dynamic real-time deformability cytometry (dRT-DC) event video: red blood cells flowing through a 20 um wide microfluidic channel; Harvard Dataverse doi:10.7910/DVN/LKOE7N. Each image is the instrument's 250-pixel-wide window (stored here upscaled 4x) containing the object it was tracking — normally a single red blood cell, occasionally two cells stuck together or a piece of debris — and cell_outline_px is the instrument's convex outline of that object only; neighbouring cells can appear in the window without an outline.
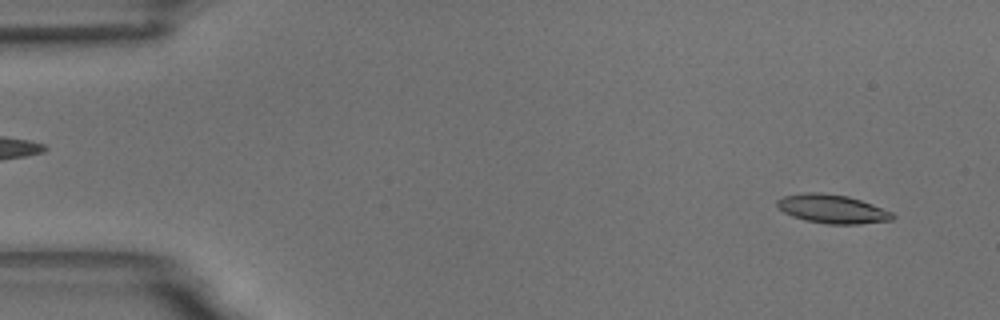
{"species": "common noctule bat (a hibernating species)", "species_latin": "Nyctalus noctula", "temperature_condition": "room temperature", "stored_images_in_passage": 55, "camera_frame_rate_fps": 3000, "um_per_image_px": 0.085, "animal": {"sex": "male", "body_mass_g": 18.8}, "frame": {"image": 1, "passage_image": 4, "time_ms": 1.0, "image_size_px": [1000, 320], "cell_outline_px": [[896, 216], [892, 220], [860, 224], [824, 224], [804, 220], [792, 216], [784, 212], [776, 204], [776, 200], [784, 196], [804, 192], [820, 192], [848, 196], [872, 204], [892, 212]], "centroid_in_image_um": [70.74, 17.76], "position_along_channel_um": 14.3, "area_um2": 19.42}}
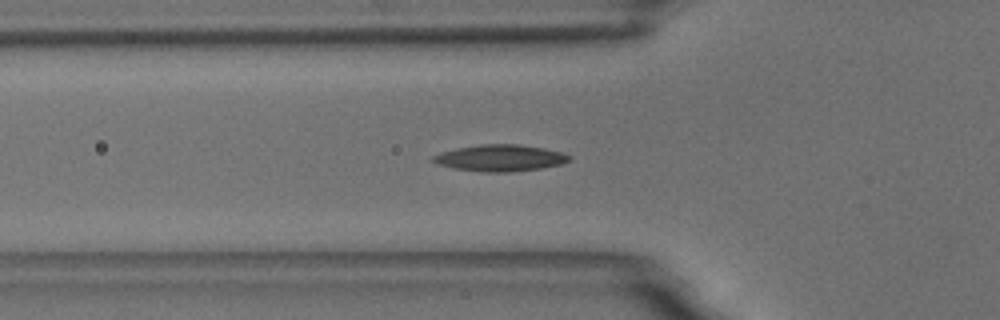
{"frame": {"image": 2, "passage_image": 19, "time_ms": 6.0, "image_size_px": [1000, 320], "cell_outline_px": [[572, 160], [564, 164], [540, 168], [512, 172], [480, 172], [452, 168], [436, 164], [432, 160], [432, 156], [456, 148], [480, 144], [520, 144], [544, 148], [560, 152], [572, 156]], "centroid_in_image_um": [42.54, 13.43], "position_along_channel_um": 83.3, "area_um2": 21.27}}
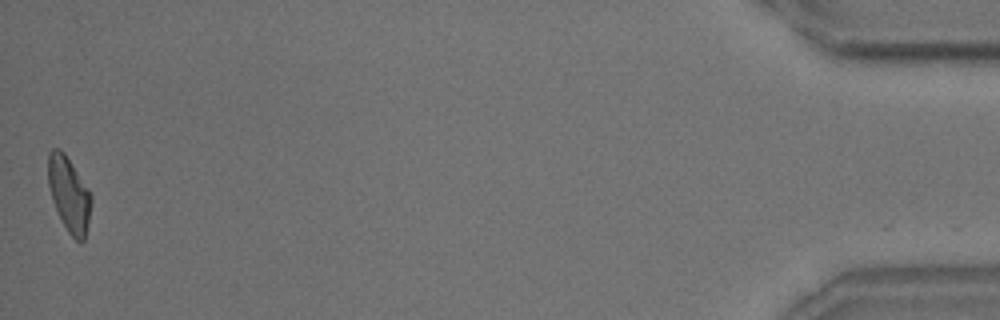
{"frame": {"image": 3, "passage_image": 55, "time_ms": 18.0, "image_size_px": [1000, 320], "cell_outline_px": [[92, 200], [88, 224], [84, 240], [80, 244], [68, 232], [52, 200], [48, 184], [48, 152], [52, 148], [60, 148], [64, 152], [88, 188], [92, 196]], "centroid_in_image_um": [5.87, 16.49], "position_along_channel_um": 429.3, "area_um2": 18.73}, "authors_computed_cell_mechanics": {"area_um2": 19.0162, "velocity_mm_per_s": 3.6535, "shape_relaxation_time_tau1_ms": 7.0887, "shape_relaxation_time_tau2_ms": 5.2481, "deformation_change_tau1": 0.1671, "deformation_change_tau2": 0.1258}}